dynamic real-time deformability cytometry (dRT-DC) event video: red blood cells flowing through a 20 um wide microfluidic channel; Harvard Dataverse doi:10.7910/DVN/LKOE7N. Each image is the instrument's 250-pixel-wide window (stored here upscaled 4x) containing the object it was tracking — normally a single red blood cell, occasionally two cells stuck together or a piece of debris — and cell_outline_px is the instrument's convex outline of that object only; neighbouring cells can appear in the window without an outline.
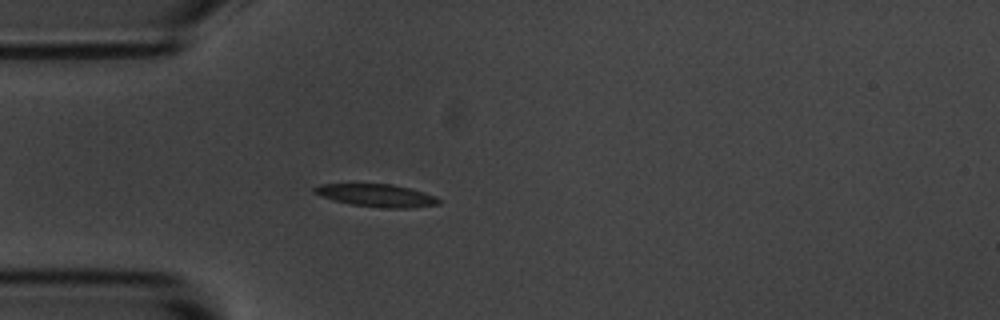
{"species": "common noctule bat (a hibernating species)", "species_latin": "Nyctalus noctula", "temperature_condition": "room temperature", "stored_images_in_passage": 1, "camera_frame_rate_fps": 3000, "um_per_image_px": 0.085, "animal": {"sex": "male", "body_mass_g": 20.1, "forearm_length_mm": 53.5}, "frame": {"image": 1, "passage_image": 1, "time_ms": 0.0, "image_size_px": [1000, 320], "cell_outline_px": [[440, 204], [412, 208], [384, 208], [352, 204], [320, 196], [312, 192], [312, 188], [320, 184], [392, 184], [408, 188], [436, 196], [440, 200]], "centroid_in_image_um": [32.01, 16.61], "position_along_channel_um": 53.0, "area_um2": 16.3}}